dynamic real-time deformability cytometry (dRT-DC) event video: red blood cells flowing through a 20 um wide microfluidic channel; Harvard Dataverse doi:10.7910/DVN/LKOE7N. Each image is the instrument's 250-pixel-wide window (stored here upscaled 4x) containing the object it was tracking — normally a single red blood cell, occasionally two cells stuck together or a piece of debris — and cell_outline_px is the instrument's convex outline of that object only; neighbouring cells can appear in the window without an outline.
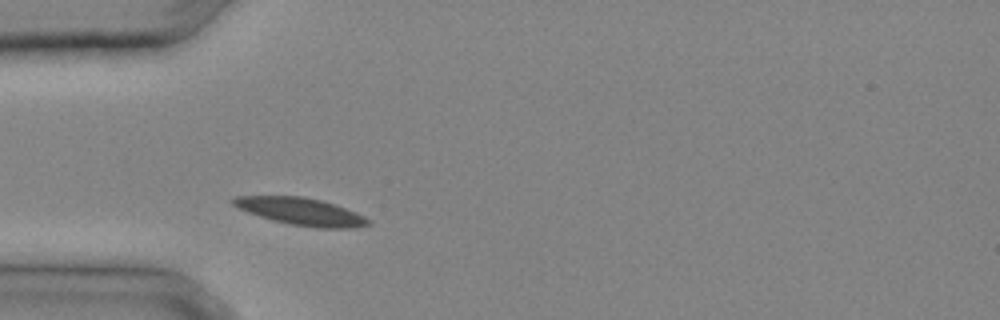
{"species": "common noctule bat (a hibernating species)", "species_latin": "Nyctalus noctula", "temperature_condition": "cold", "stored_images_in_passage": 23, "camera_frame_rate_fps": 3000, "um_per_image_px": 0.085, "animal": {"sex": "male", "body_mass_g": 20.4}, "frame": {"image": 1, "passage_image": 1, "time_ms": 0.0, "image_size_px": [1000, 320], "cell_outline_px": [[372, 224], [356, 228], [316, 228], [292, 224], [272, 220], [248, 212], [232, 204], [228, 200], [232, 196], [300, 196], [320, 200], [356, 212], [372, 220]], "centroid_in_image_um": [25.59, 17.98], "position_along_channel_um": 59.4, "area_um2": 21.44}}
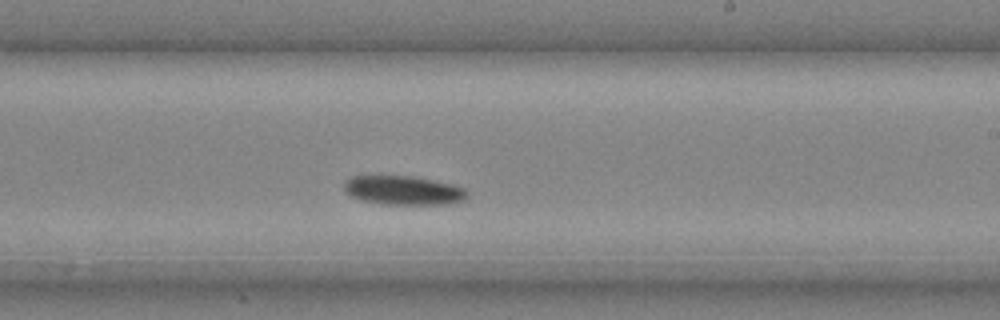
{"frame": {"image": 2, "passage_image": 11, "time_ms": 3.333, "image_size_px": [1000, 320], "cell_outline_px": [[468, 196], [464, 200], [448, 204], [384, 204], [360, 200], [352, 196], [344, 188], [344, 184], [352, 176], [412, 176], [452, 184], [464, 188], [468, 192]], "centroid_in_image_um": [34.32, 16.18], "position_along_channel_um": 254.7, "area_um2": 20.63}}
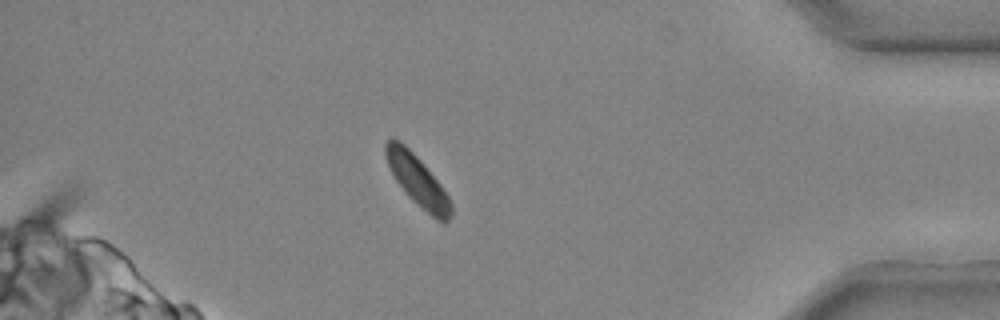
{"frame": {"image": 3, "passage_image": 20, "time_ms": 6.333, "image_size_px": [1000, 320], "cell_outline_px": [[452, 212], [448, 220], [444, 224], [436, 220], [416, 204], [404, 192], [396, 180], [388, 164], [384, 152], [384, 144], [392, 136], [400, 140], [420, 160], [440, 184], [448, 196], [452, 204]], "centroid_in_image_um": [35.48, 15.36], "position_along_channel_um": 399.7, "area_um2": 19.19}}